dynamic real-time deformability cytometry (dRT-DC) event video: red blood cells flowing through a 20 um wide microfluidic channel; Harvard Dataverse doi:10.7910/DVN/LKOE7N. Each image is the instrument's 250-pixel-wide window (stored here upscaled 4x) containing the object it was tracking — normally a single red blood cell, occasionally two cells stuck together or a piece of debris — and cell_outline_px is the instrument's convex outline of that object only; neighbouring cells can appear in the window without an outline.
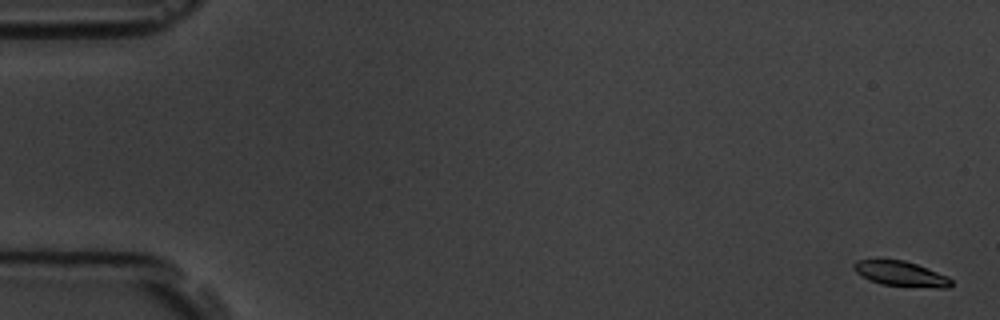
{"species": "common noctule bat (a hibernating species)", "species_latin": "Nyctalus noctula", "temperature_condition": "room temperature", "stored_images_in_passage": 8, "camera_frame_rate_fps": 3000, "um_per_image_px": 0.085, "animal": {"sex": "male", "body_mass_g": 19.5, "forearm_length_mm": 54.6}, "frame": {"image": 1, "passage_image": 1, "time_ms": 0.0, "image_size_px": [1000, 320], "cell_outline_px": [[952, 284], [948, 288], [936, 288], [880, 284], [868, 280], [860, 276], [852, 268], [852, 264], [856, 260], [904, 260], [916, 264], [948, 276], [952, 280]], "centroid_in_image_um": [76.55, 23.28], "position_along_channel_um": 8.5, "area_um2": 14.28}}
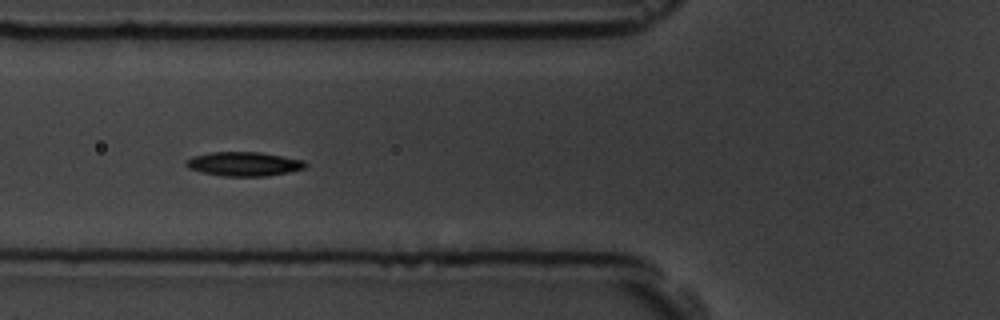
{"frame": {"image": 2, "passage_image": 7, "time_ms": 6.667, "image_size_px": [1000, 320], "cell_outline_px": [[308, 164], [304, 168], [288, 172], [264, 176], [224, 176], [204, 172], [188, 168], [184, 164], [184, 160], [192, 156], [208, 152], [260, 152], [284, 156], [304, 160]], "centroid_in_image_um": [20.71, 13.92], "position_along_channel_um": 105.1, "area_um2": 16.82}}
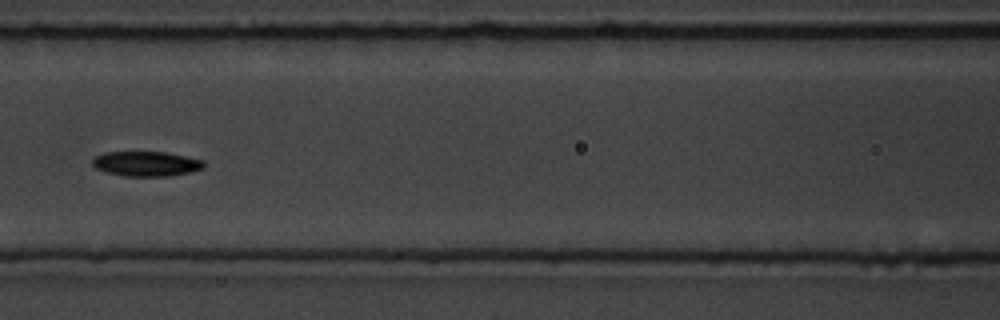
{"frame": {"image": 3, "passage_image": 8, "time_ms": 8.0, "image_size_px": [1000, 320], "cell_outline_px": [[204, 168], [192, 172], [168, 176], [124, 176], [108, 172], [96, 168], [92, 164], [92, 160], [96, 156], [104, 152], [164, 152], [204, 160]], "centroid_in_image_um": [12.45, 13.92], "position_along_channel_um": 154.2, "area_um2": 16.07}}